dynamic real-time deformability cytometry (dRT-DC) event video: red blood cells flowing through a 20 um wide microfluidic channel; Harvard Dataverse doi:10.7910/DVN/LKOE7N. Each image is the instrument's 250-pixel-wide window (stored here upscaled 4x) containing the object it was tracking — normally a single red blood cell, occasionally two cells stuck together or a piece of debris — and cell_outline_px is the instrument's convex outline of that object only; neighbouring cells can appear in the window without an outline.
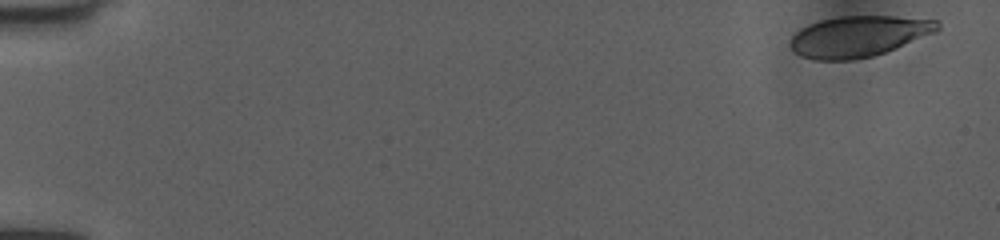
{"species": "human", "species_latin": "Homo sapiens", "temperature_condition": "room temperature", "stored_images_in_passage": 9, "camera_frame_rate_fps": 3000, "um_per_image_px": 0.085, "donor": {"sex": "female"}, "frame": {"image": 1, "passage_image": 1, "time_ms": 0.0, "image_size_px": [1000, 240], "cell_outline_px": [[940, 28], [936, 32], [896, 48], [872, 56], [852, 60], [816, 60], [800, 56], [788, 44], [792, 36], [800, 28], [808, 24], [820, 20], [840, 16], [892, 16], [940, 20]], "centroid_in_image_um": [72.98, 3.08], "position_along_channel_um": 12.0, "area_um2": 35.2}}
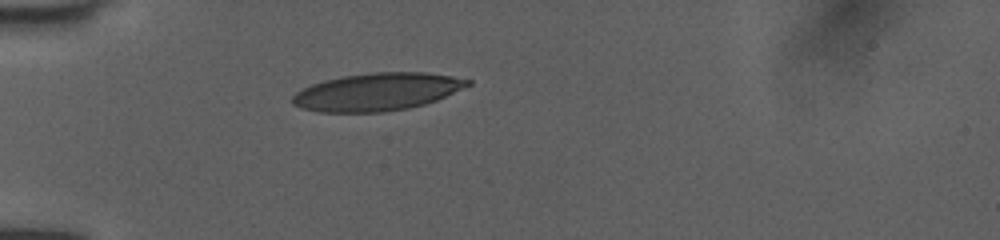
{"frame": {"image": 2, "passage_image": 7, "time_ms": 2.0, "image_size_px": [1000, 240], "cell_outline_px": [[472, 84], [436, 100], [424, 104], [408, 108], [384, 112], [320, 112], [304, 108], [292, 104], [292, 96], [296, 92], [312, 84], [324, 80], [344, 76], [372, 72], [424, 72], [452, 76], [472, 80]], "centroid_in_image_um": [32.07, 7.8], "position_along_channel_um": 52.9, "area_um2": 38.26}}
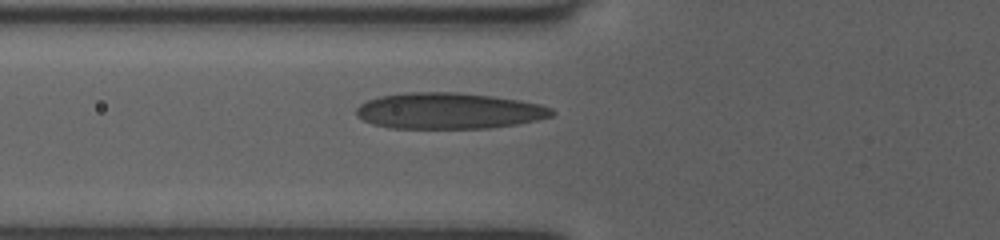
{"frame": {"image": 3, "passage_image": 9, "time_ms": 2.667, "image_size_px": [1000, 240], "cell_outline_px": [[556, 112], [552, 116], [536, 120], [516, 124], [488, 128], [388, 128], [372, 124], [356, 116], [356, 108], [360, 104], [368, 100], [380, 96], [408, 92], [456, 92], [492, 96], [520, 100], [540, 104], [552, 108]], "centroid_in_image_um": [38.14, 9.42], "position_along_channel_um": 87.7, "area_um2": 41.21}}